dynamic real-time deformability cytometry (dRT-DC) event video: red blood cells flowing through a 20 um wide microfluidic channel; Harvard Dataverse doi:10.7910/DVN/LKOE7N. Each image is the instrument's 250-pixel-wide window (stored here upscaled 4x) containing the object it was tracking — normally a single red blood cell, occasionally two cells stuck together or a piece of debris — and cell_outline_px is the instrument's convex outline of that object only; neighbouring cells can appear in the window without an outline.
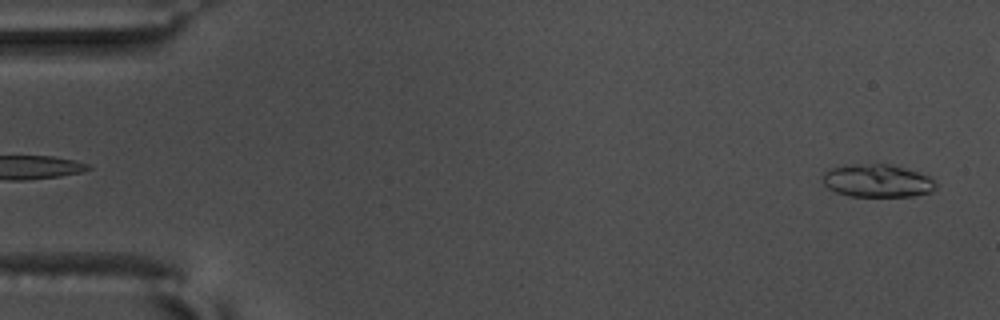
{"species": "common noctule bat (a hibernating species)", "species_latin": "Nyctalus noctula", "temperature_condition": "warm", "stored_images_in_passage": 55, "camera_frame_rate_fps": 3000, "um_per_image_px": 0.085, "animal": {"sex": "male", "body_mass_g": 17.5, "forearm_length_mm": 52.3}, "frame": {"image": 1, "passage_image": 2, "time_ms": 0.333, "image_size_px": [1000, 320], "cell_outline_px": [[936, 188], [932, 192], [912, 196], [848, 196], [836, 192], [828, 188], [824, 184], [820, 176], [828, 168], [844, 164], [888, 164], [904, 168], [928, 176], [936, 184]], "centroid_in_image_um": [74.5, 15.36], "position_along_channel_um": 10.5, "area_um2": 21.85}}
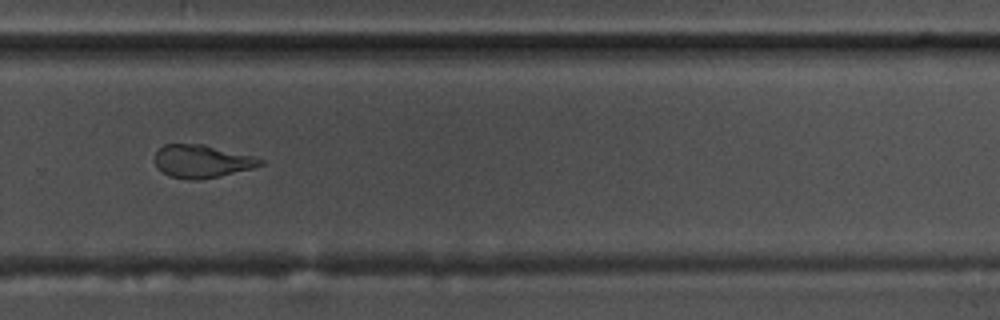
{"frame": {"image": 2, "passage_image": 38, "time_ms": 12.333, "image_size_px": [1000, 320], "cell_outline_px": [[264, 164], [252, 168], [220, 176], [200, 180], [188, 180], [168, 176], [156, 168], [156, 152], [164, 144], [204, 144], [252, 156], [264, 160]], "centroid_in_image_um": [17.14, 13.72], "position_along_channel_um": 312.7, "area_um2": 20.23}}
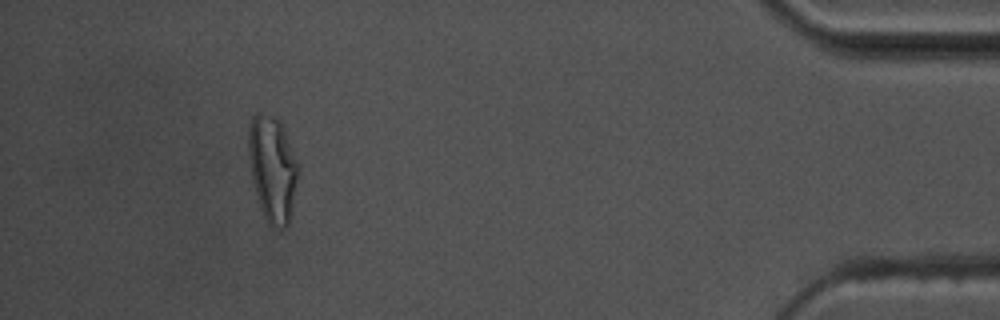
{"frame": {"image": 3, "passage_image": 51, "time_ms": 16.667, "image_size_px": [1000, 320], "cell_outline_px": [[296, 180], [288, 224], [284, 228], [268, 224], [264, 216], [256, 192], [252, 176], [248, 152], [248, 124], [252, 116], [256, 112], [260, 112], [272, 116], [280, 124], [284, 132], [296, 164]], "centroid_in_image_um": [23.09, 14.3], "position_along_channel_um": 412.1, "area_um2": 29.19}, "authors_computed_cell_mechanics": {"area_um2": 21.386, "velocity_mm_per_s": 3.6746, "shape_relaxation_time_tau1_ms": 5.5604, "shape_relaxation_time_tau2_ms": 1.5794, "deformation_change_tau1": 0.1793, "deformation_change_tau2": 0.1047}}